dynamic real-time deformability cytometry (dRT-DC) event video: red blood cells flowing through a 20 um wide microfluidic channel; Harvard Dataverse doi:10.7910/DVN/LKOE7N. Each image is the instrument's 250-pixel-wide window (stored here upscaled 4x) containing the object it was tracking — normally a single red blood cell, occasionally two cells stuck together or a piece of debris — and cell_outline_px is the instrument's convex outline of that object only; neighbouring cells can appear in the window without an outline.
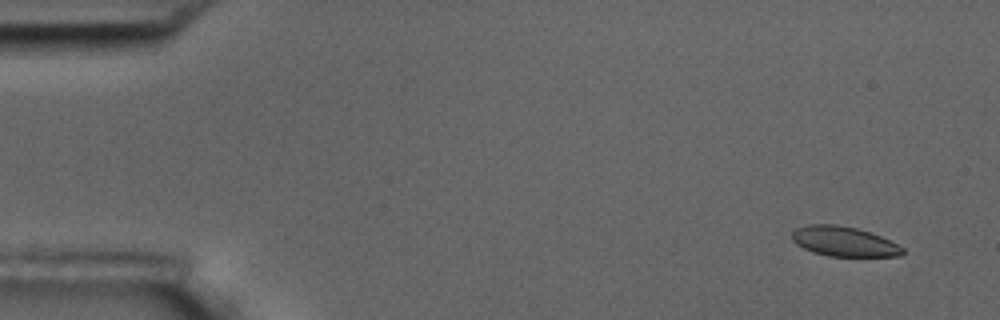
{"species": "common noctule bat (a hibernating species)", "species_latin": "Nyctalus noctula", "temperature_condition": "room temperature", "stored_images_in_passage": 6, "camera_frame_rate_fps": 3000, "um_per_image_px": 0.085, "animal": {"sex": "male", "body_mass_g": 17.5, "forearm_length_mm": 52.3}, "frame": {"image": 1, "passage_image": 1, "time_ms": 0.0, "image_size_px": [1000, 320], "cell_outline_px": [[904, 252], [900, 256], [828, 256], [812, 252], [796, 244], [792, 240], [792, 232], [796, 228], [808, 224], [836, 224], [856, 228], [880, 236], [904, 248]], "centroid_in_image_um": [71.69, 20.52], "position_along_channel_um": 13.3, "area_um2": 19.13}}
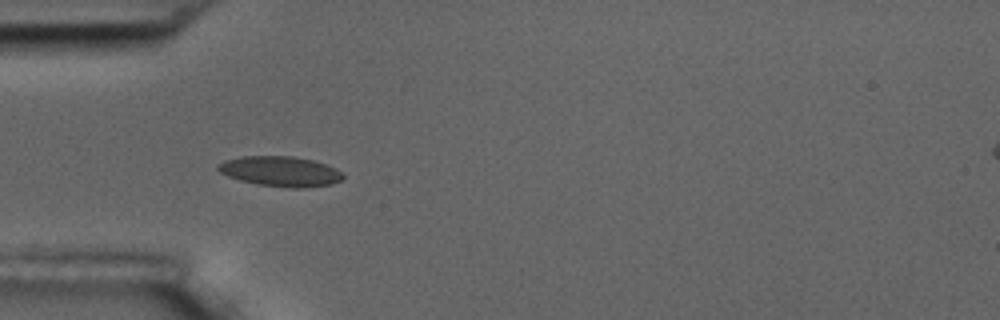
{"frame": {"image": 2, "passage_image": 5, "time_ms": 4.667, "image_size_px": [1000, 320], "cell_outline_px": [[344, 176], [340, 180], [332, 184], [300, 188], [292, 188], [256, 184], [240, 180], [228, 176], [220, 172], [216, 168], [216, 164], [224, 160], [240, 156], [292, 156], [312, 160], [336, 168]], "centroid_in_image_um": [23.79, 14.56], "position_along_channel_um": 61.2, "area_um2": 21.91}}